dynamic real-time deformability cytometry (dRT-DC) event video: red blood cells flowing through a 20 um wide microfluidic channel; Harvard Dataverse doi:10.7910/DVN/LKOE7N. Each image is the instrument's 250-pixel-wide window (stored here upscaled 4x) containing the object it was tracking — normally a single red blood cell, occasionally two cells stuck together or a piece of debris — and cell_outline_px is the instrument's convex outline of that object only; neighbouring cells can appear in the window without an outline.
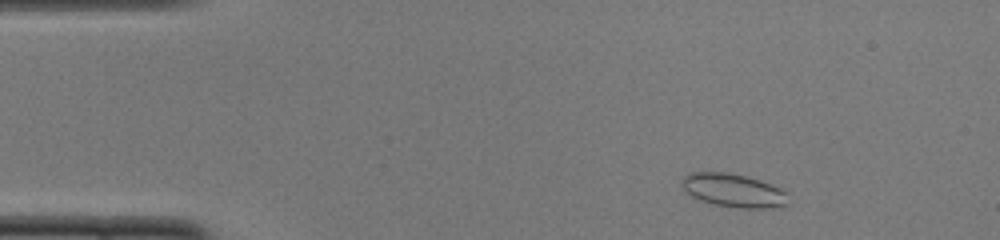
{"species": "common noctule bat (a hibernating species)", "species_latin": "Nyctalus noctula", "temperature_condition": "cold", "stored_images_in_passage": 47, "camera_frame_rate_fps": 3000, "um_per_image_px": 0.085, "animal": {"sex": "female", "body_mass_g": 22.0, "forearm_length_mm": 56.7}, "frame": {"image": 1, "passage_image": 4, "time_ms": 1.0, "image_size_px": [1000, 240], "cell_outline_px": [[788, 204], [780, 208], [736, 208], [716, 204], [700, 200], [692, 196], [684, 188], [684, 176], [692, 172], [724, 172], [748, 176], [760, 180], [780, 188], [784, 192]], "centroid_in_image_um": [62.39, 16.19], "position_along_channel_um": 22.6, "area_um2": 20.46}}
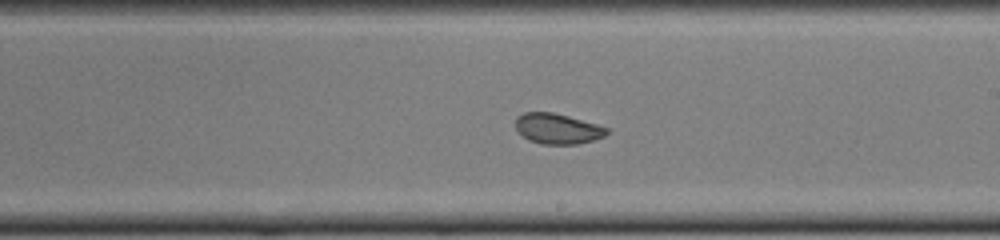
{"frame": {"image": 2, "passage_image": 26, "time_ms": 8.333, "image_size_px": [1000, 240], "cell_outline_px": [[608, 132], [604, 136], [592, 140], [576, 144], [540, 144], [528, 140], [516, 128], [516, 116], [524, 112], [552, 112], [568, 116], [596, 124], [608, 128]], "centroid_in_image_um": [47.36, 10.93], "position_along_channel_um": 241.6, "area_um2": 16.01}}
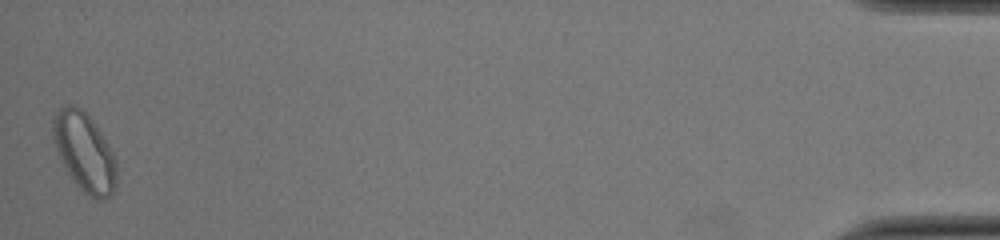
{"frame": {"image": 3, "passage_image": 47, "time_ms": 15.333, "image_size_px": [1000, 240], "cell_outline_px": [[116, 188], [112, 196], [104, 200], [96, 200], [84, 192], [76, 184], [68, 172], [56, 152], [52, 136], [52, 120], [56, 112], [60, 108], [68, 104], [72, 104], [80, 108], [92, 120], [108, 144], [116, 160]], "centroid_in_image_um": [7.18, 12.95], "position_along_channel_um": 428.0, "area_um2": 29.19}, "authors_computed_cell_mechanics": {"area_um2": 18.1492, "velocity_mm_per_s": 3.969, "shape_relaxation_time_tau1_ms": 5.7766, "shape_relaxation_time_tau2_ms": 1.0203, "deformation_change_tau1": 0.0954, "deformation_change_tau2": 0.0557}}